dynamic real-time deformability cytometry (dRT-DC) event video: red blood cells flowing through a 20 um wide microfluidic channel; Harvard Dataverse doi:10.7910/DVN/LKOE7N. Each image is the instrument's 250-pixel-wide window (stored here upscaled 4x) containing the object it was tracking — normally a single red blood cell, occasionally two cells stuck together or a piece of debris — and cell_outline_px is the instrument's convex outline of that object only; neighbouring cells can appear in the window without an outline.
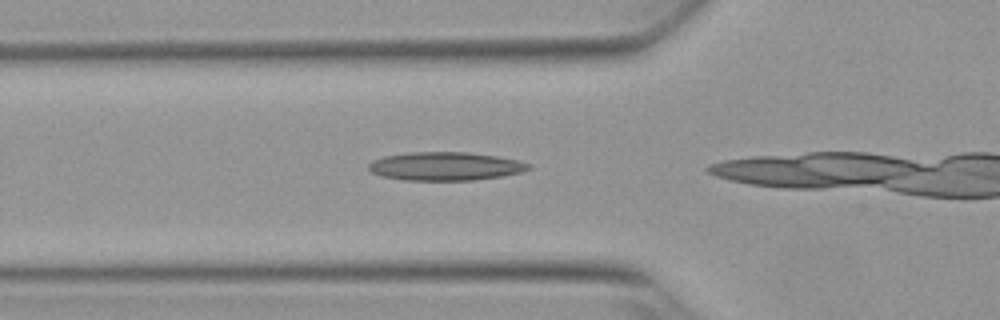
{"species": "Egyptian fruit bat (a non-hibernating species)", "species_latin": "Rousettus aegyptiacus", "temperature_condition": "warm", "stored_images_in_passage": 17, "camera_frame_rate_fps": 3000, "um_per_image_px": 0.085, "animal": {"sex": "female"}, "frame": {"image": 1, "passage_image": 3, "time_ms": 0.667, "image_size_px": [1000, 320], "cell_outline_px": [[532, 168], [520, 172], [500, 176], [472, 180], [404, 180], [380, 176], [372, 172], [368, 168], [368, 164], [372, 160], [384, 156], [412, 152], [468, 152], [496, 156], [516, 160], [532, 164]], "centroid_in_image_um": [37.83, 14.13], "position_along_channel_um": 88.0, "area_um2": 26.41}}
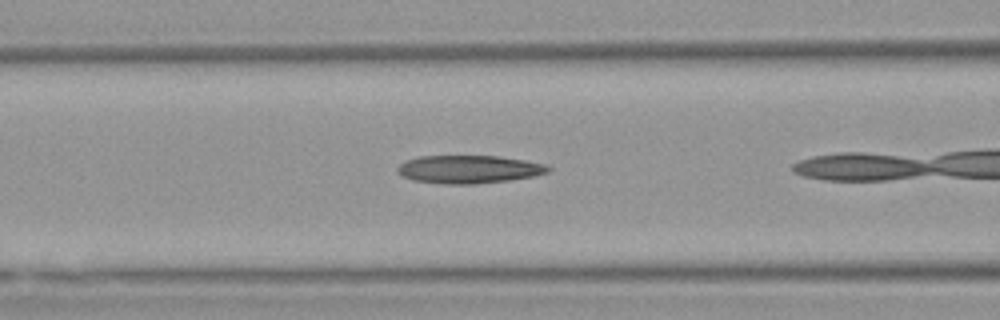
{"frame": {"image": 2, "passage_image": 6, "time_ms": 1.667, "image_size_px": [1000, 320], "cell_outline_px": [[552, 168], [548, 172], [532, 176], [508, 180], [476, 184], [444, 184], [412, 180], [396, 172], [396, 168], [404, 160], [420, 156], [496, 156], [524, 160], [548, 164]], "centroid_in_image_um": [39.83, 14.39], "position_along_channel_um": 126.8, "area_um2": 24.68}}
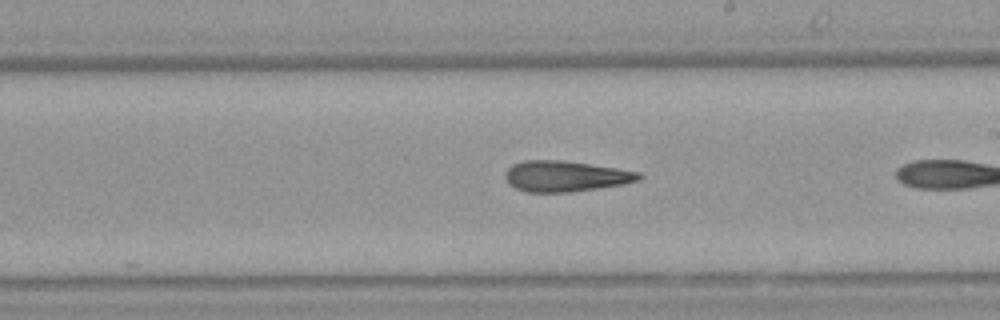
{"frame": {"image": 3, "passage_image": 15, "time_ms": 4.667, "image_size_px": [1000, 320], "cell_outline_px": [[644, 176], [640, 180], [624, 184], [572, 192], [528, 192], [516, 188], [508, 184], [504, 176], [504, 172], [512, 164], [524, 160], [564, 160], [616, 168], [640, 172]], "centroid_in_image_um": [48.06, 14.97], "position_along_channel_um": 240.9, "area_um2": 24.16}}